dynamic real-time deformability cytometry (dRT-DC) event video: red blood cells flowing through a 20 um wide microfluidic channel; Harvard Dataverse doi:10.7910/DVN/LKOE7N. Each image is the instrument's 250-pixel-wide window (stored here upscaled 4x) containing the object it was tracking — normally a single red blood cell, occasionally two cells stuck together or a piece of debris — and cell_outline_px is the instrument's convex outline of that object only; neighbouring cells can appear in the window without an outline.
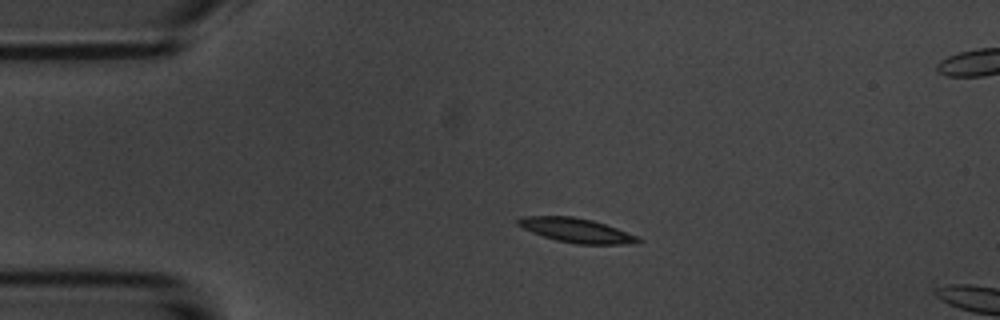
{"species": "common noctule bat (a hibernating species)", "species_latin": "Nyctalus noctula", "temperature_condition": "room temperature", "stored_images_in_passage": 3, "camera_frame_rate_fps": 3000, "um_per_image_px": 0.085, "animal": {"sex": "male", "body_mass_g": 20.1, "forearm_length_mm": 53.5}, "frame": {"image": 1, "passage_image": 2, "time_ms": 2.0, "image_size_px": [1000, 320], "cell_outline_px": [[644, 240], [624, 244], [576, 244], [556, 240], [532, 232], [516, 224], [516, 220], [520, 216], [572, 216], [592, 220], [640, 236]], "centroid_in_image_um": [48.98, 19.57], "position_along_channel_um": 36.0, "area_um2": 16.94}}